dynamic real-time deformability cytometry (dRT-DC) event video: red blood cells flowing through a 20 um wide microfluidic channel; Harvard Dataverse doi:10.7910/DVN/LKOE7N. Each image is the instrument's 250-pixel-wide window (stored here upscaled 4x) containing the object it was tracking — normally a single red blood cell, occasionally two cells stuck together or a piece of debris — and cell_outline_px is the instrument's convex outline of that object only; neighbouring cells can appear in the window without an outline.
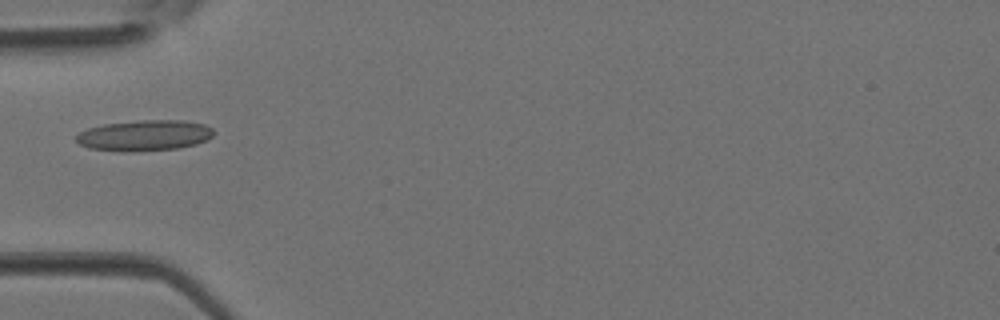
{"species": "Egyptian fruit bat (a non-hibernating species)", "species_latin": "Rousettus aegyptiacus", "temperature_condition": "room temperature", "stored_images_in_passage": 1, "camera_frame_rate_fps": 3000, "um_per_image_px": 0.085, "animal": {"sex": "female"}, "frame": {"image": 1, "passage_image": 1, "time_ms": 0.0, "image_size_px": [1000, 320], "cell_outline_px": [[212, 136], [208, 140], [196, 144], [176, 148], [132, 152], [124, 152], [88, 148], [80, 144], [76, 140], [76, 136], [80, 132], [88, 128], [104, 124], [140, 120], [184, 120], [204, 124], [212, 128]], "centroid_in_image_um": [12.27, 11.51], "position_along_channel_um": 72.7, "area_um2": 24.68}}